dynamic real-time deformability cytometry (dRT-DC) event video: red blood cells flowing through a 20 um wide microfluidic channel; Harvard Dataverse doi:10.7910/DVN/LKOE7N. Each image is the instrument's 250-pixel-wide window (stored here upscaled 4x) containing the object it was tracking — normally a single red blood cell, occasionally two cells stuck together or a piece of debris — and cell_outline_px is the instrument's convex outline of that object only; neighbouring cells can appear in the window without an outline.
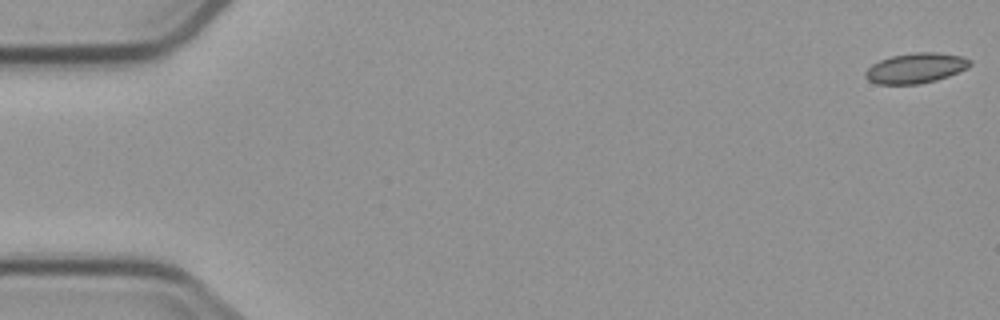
{"species": "common noctule bat (a hibernating species)", "species_latin": "Nyctalus noctula", "temperature_condition": "cold", "stored_images_in_passage": 8, "camera_frame_rate_fps": 3000, "um_per_image_px": 0.085, "animal": {"sex": "male", "body_mass_g": 23.1, "forearm_length_mm": 52.7}, "frame": {"image": 1, "passage_image": 1, "time_ms": 0.0, "image_size_px": [1000, 320], "cell_outline_px": [[972, 64], [968, 68], [948, 76], [936, 80], [920, 84], [876, 84], [868, 80], [864, 76], [864, 72], [872, 64], [880, 60], [892, 56], [912, 52], [936, 52], [964, 56], [972, 60]], "centroid_in_image_um": [77.85, 5.78], "position_along_channel_um": 7.1, "area_um2": 18.61}}
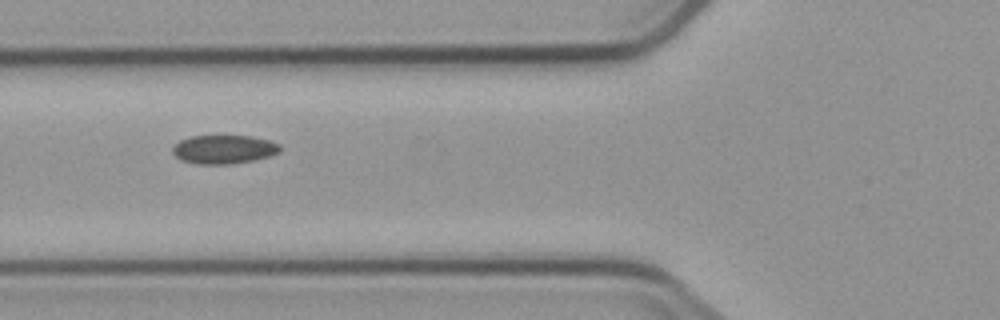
{"frame": {"image": 2, "passage_image": 7, "time_ms": 6.667, "image_size_px": [1000, 320], "cell_outline_px": [[280, 152], [268, 156], [252, 160], [232, 164], [196, 164], [180, 160], [172, 152], [172, 148], [180, 140], [192, 136], [252, 136], [268, 140], [280, 144]], "centroid_in_image_um": [19.01, 12.7], "position_along_channel_um": 106.8, "area_um2": 17.92}}
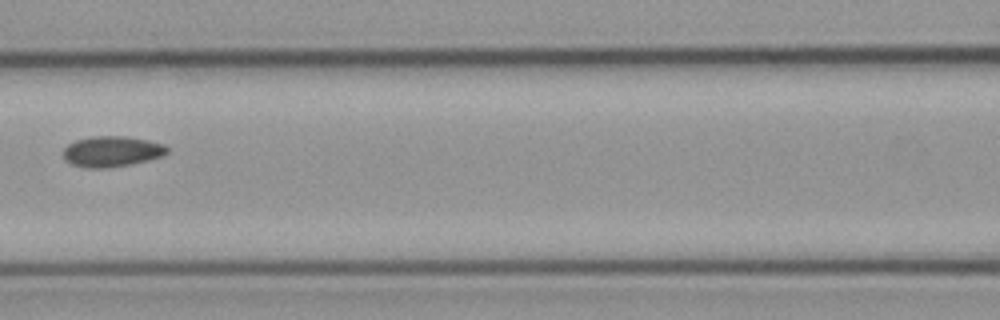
{"frame": {"image": 3, "passage_image": 8, "time_ms": 8.0, "image_size_px": [1000, 320], "cell_outline_px": [[168, 152], [164, 156], [132, 164], [108, 168], [84, 168], [72, 164], [64, 160], [64, 148], [68, 144], [76, 140], [92, 136], [124, 136], [148, 140], [164, 144], [168, 148]], "centroid_in_image_um": [9.51, 12.88], "position_along_channel_um": 157.1, "area_um2": 18.73}}